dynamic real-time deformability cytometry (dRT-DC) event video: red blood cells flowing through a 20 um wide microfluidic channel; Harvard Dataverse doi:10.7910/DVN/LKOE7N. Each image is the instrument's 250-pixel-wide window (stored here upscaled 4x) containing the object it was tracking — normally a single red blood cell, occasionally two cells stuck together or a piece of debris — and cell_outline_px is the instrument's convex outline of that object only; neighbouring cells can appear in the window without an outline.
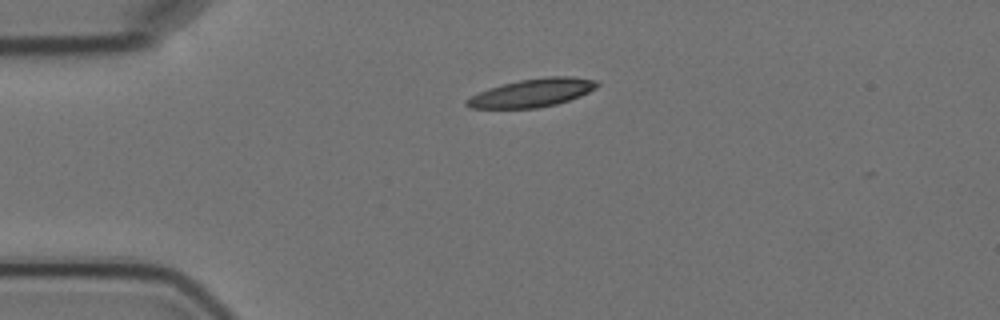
{"species": "Egyptian fruit bat (a non-hibernating species)", "species_latin": "Rousettus aegyptiacus", "temperature_condition": "cold", "stored_images_in_passage": 2, "camera_frame_rate_fps": 3000, "um_per_image_px": 0.085, "animal": {"sex": "female"}, "frame": {"image": 1, "passage_image": 1, "time_ms": 0.0, "image_size_px": [1000, 320], "cell_outline_px": [[600, 84], [596, 88], [580, 96], [556, 104], [536, 108], [468, 108], [464, 104], [464, 100], [488, 88], [520, 80], [548, 76], [572, 76], [596, 80]], "centroid_in_image_um": [45.24, 7.89], "position_along_channel_um": 39.8, "area_um2": 21.33}}